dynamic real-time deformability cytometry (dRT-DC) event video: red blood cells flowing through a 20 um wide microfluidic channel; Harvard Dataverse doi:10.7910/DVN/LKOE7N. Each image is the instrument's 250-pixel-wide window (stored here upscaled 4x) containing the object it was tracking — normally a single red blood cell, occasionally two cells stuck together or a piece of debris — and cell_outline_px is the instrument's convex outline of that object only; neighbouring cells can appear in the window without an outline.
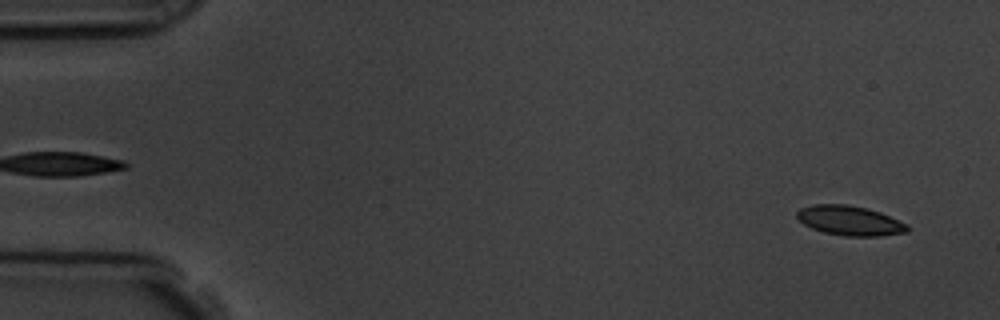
{"species": "common noctule bat (a hibernating species)", "species_latin": "Nyctalus noctula", "temperature_condition": "room temperature", "stored_images_in_passage": 54, "camera_frame_rate_fps": 3000, "um_per_image_px": 0.085, "animal": {"sex": "male", "body_mass_g": 19.5, "forearm_length_mm": 54.6}, "frame": {"image": 1, "passage_image": 3, "time_ms": 0.667, "image_size_px": [1000, 320], "cell_outline_px": [[908, 232], [880, 236], [844, 236], [824, 232], [812, 228], [804, 224], [796, 216], [796, 212], [800, 208], [812, 204], [848, 204], [868, 208], [880, 212], [908, 224]], "centroid_in_image_um": [72.23, 18.74], "position_along_channel_um": 12.8, "area_um2": 19.19}}
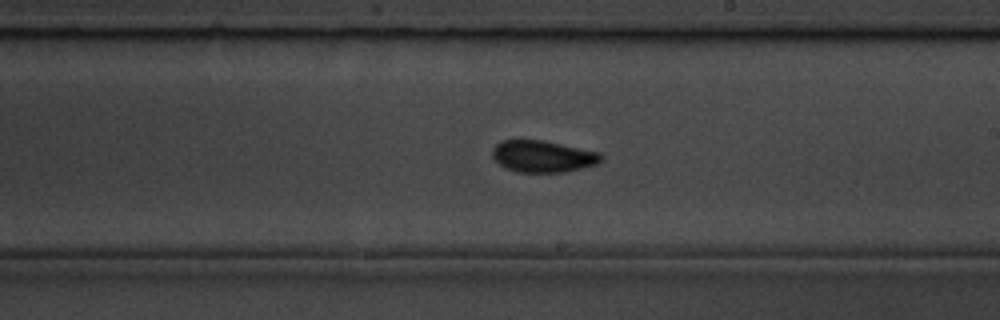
{"frame": {"image": 2, "passage_image": 31, "time_ms": 10.0, "image_size_px": [1000, 320], "cell_outline_px": [[604, 160], [596, 164], [564, 172], [516, 172], [504, 168], [492, 156], [492, 148], [500, 140], [544, 140], [600, 152], [604, 156]], "centroid_in_image_um": [46.14, 13.28], "position_along_channel_um": 242.9, "area_um2": 20.29}}
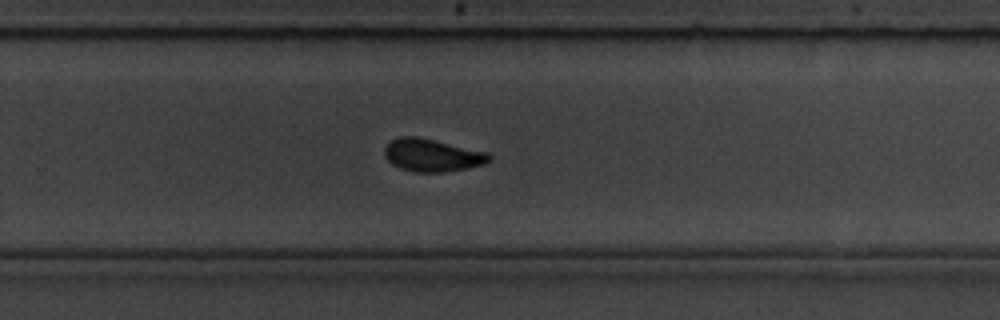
{"frame": {"image": 3, "passage_image": 35, "time_ms": 11.333, "image_size_px": [1000, 320], "cell_outline_px": [[492, 160], [484, 164], [468, 168], [444, 172], [412, 172], [400, 168], [392, 164], [384, 156], [384, 148], [392, 140], [400, 136], [416, 136], [488, 152], [492, 156]], "centroid_in_image_um": [36.74, 13.2], "position_along_channel_um": 293.1, "area_um2": 20.0}, "authors_computed_cell_mechanics": {"area_um2": 19.7676, "velocity_mm_per_s": 3.7939, "shape_relaxation_time_tau1_ms": 4.4726, "shape_relaxation_time_tau2_ms": 1.5143, "deformation_change_tau1": 0.1097, "deformation_change_tau2": 0.0596}}